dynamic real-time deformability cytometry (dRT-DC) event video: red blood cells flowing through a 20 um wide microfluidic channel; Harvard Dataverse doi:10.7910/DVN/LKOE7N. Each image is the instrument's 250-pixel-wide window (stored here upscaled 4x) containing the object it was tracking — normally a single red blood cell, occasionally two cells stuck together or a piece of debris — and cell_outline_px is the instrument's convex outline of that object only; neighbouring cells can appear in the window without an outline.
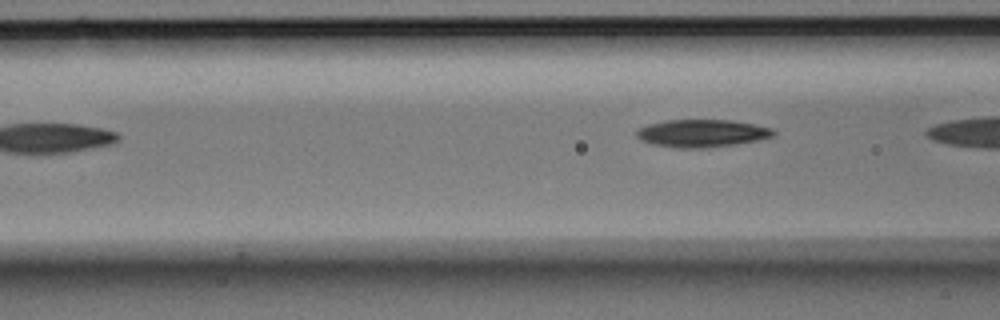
{"species": "Egyptian fruit bat (a non-hibernating species)", "species_latin": "Rousettus aegyptiacus", "temperature_condition": "room temperature", "stored_images_in_passage": 3, "segment_of_instrument_passage": [2, 2], "camera_frame_rate_fps": 3000, "um_per_image_px": 0.085, "animal": {"sex": "male"}, "frame": {"image": 1, "passage_image": 3, "time_ms": 0.667, "image_size_px": [1000, 320], "cell_outline_px": [[776, 136], [760, 140], [736, 144], [708, 148], [676, 148], [652, 144], [640, 140], [636, 136], [636, 132], [640, 128], [648, 124], [668, 120], [728, 120], [752, 124], [772, 128], [776, 132]], "centroid_in_image_um": [59.68, 11.34], "position_along_channel_um": 106.9, "area_um2": 22.14}}